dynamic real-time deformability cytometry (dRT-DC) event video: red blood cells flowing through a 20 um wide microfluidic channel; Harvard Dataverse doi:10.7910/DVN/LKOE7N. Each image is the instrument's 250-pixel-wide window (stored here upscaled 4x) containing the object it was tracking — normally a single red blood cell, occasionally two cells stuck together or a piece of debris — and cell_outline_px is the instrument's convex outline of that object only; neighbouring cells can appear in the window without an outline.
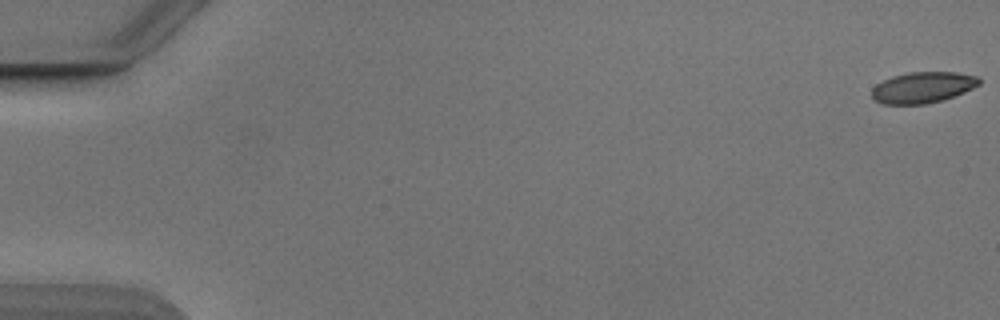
{"species": "Egyptian fruit bat (a non-hibernating species)", "species_latin": "Rousettus aegyptiacus", "temperature_condition": "cold", "stored_images_in_passage": 14, "camera_frame_rate_fps": 3000, "um_per_image_px": 0.085, "animal": {"sex": "male"}, "frame": {"image": 1, "passage_image": 1, "time_ms": 0.0, "image_size_px": [1000, 320], "cell_outline_px": [[980, 84], [964, 92], [940, 100], [924, 104], [884, 104], [876, 100], [872, 96], [872, 88], [876, 84], [892, 76], [908, 72], [956, 72], [980, 76]], "centroid_in_image_um": [78.44, 7.41], "position_along_channel_um": 6.6, "area_um2": 19.31}}